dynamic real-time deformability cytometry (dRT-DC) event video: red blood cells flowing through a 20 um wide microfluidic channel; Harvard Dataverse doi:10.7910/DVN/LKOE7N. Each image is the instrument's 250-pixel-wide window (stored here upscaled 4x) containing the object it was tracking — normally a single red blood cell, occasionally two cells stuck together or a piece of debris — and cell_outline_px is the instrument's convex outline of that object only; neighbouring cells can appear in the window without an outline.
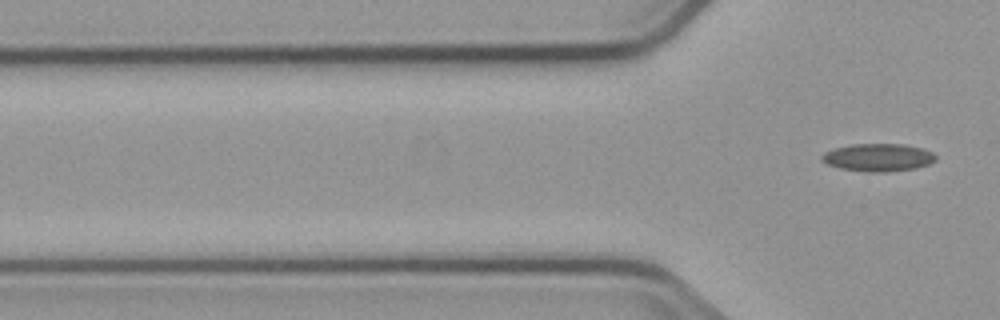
{"species": "common noctule bat (a hibernating species)", "species_latin": "Nyctalus noctula", "temperature_condition": "cold", "stored_images_in_passage": 5, "camera_frame_rate_fps": 3000, "um_per_image_px": 0.085, "animal": {"sex": "male", "body_mass_g": 23.1, "forearm_length_mm": 52.7}, "frame": {"image": 1, "passage_image": 5, "time_ms": 6.0, "image_size_px": [1000, 320], "cell_outline_px": [[936, 160], [928, 164], [916, 168], [884, 172], [864, 172], [840, 168], [828, 164], [820, 160], [820, 156], [824, 152], [836, 148], [852, 144], [904, 144], [924, 148], [932, 152], [936, 156]], "centroid_in_image_um": [74.64, 13.38], "position_along_channel_um": 51.2, "area_um2": 18.5}}